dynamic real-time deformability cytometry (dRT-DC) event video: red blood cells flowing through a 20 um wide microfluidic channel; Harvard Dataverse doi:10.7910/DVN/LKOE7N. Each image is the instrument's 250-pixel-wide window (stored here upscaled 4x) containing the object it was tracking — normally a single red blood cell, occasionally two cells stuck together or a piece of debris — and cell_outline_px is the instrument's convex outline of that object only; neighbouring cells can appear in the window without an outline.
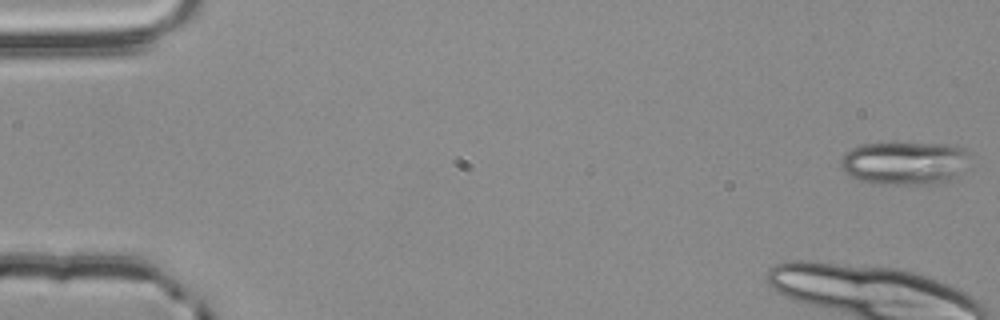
{"species": "common noctule bat (a hibernating species)", "species_latin": "Nyctalus noctula", "temperature_condition": "room temperature", "stored_images_in_passage": 54, "camera_frame_rate_fps": 3000, "um_per_image_px": 0.085, "animal": {"sex": "male", "body_mass_g": 20.4}, "frame": {"image": 1, "passage_image": 1, "time_ms": 0.0, "image_size_px": [1000, 320], "cell_outline_px": [[964, 152], [948, 180], [936, 184], [880, 184], [860, 180], [844, 172], [840, 168], [840, 160], [844, 152], [860, 144], [956, 144]], "centroid_in_image_um": [76.64, 13.86], "position_along_channel_um": 8.4, "area_um2": 30.92}}